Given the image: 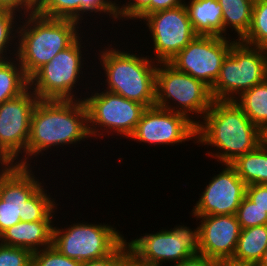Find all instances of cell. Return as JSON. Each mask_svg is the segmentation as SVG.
I'll list each match as a JSON object with an SVG mask.
<instances>
[{"mask_svg": "<svg viewBox=\"0 0 267 266\" xmlns=\"http://www.w3.org/2000/svg\"><path fill=\"white\" fill-rule=\"evenodd\" d=\"M240 41L267 49V0L253 2L251 25Z\"/></svg>", "mask_w": 267, "mask_h": 266, "instance_id": "27", "label": "cell"}, {"mask_svg": "<svg viewBox=\"0 0 267 266\" xmlns=\"http://www.w3.org/2000/svg\"><path fill=\"white\" fill-rule=\"evenodd\" d=\"M265 141L267 142V133L265 134Z\"/></svg>", "mask_w": 267, "mask_h": 266, "instance_id": "42", "label": "cell"}, {"mask_svg": "<svg viewBox=\"0 0 267 266\" xmlns=\"http://www.w3.org/2000/svg\"><path fill=\"white\" fill-rule=\"evenodd\" d=\"M259 264L261 266H267V249L263 253V256H262L261 260L259 261Z\"/></svg>", "mask_w": 267, "mask_h": 266, "instance_id": "40", "label": "cell"}, {"mask_svg": "<svg viewBox=\"0 0 267 266\" xmlns=\"http://www.w3.org/2000/svg\"><path fill=\"white\" fill-rule=\"evenodd\" d=\"M246 196L258 207L267 212V184L246 186Z\"/></svg>", "mask_w": 267, "mask_h": 266, "instance_id": "34", "label": "cell"}, {"mask_svg": "<svg viewBox=\"0 0 267 266\" xmlns=\"http://www.w3.org/2000/svg\"><path fill=\"white\" fill-rule=\"evenodd\" d=\"M116 43L115 40L106 44L103 43L104 46H107L99 45L100 50L98 49L97 54H94V64L98 63L97 66L101 70L98 71L94 68V71H97V73L94 72V75L97 74V76L93 77L95 78L94 81H97L95 83H98V85L100 83L102 89L106 91L138 102L146 108L155 106L156 68L158 63L148 55H142L139 49L138 51L136 48L135 51L133 49L129 51L128 45H125L124 42H121L124 44L123 48L118 44L119 41ZM95 59L99 61L96 62ZM96 77L98 80L101 78L100 82Z\"/></svg>", "mask_w": 267, "mask_h": 266, "instance_id": "4", "label": "cell"}, {"mask_svg": "<svg viewBox=\"0 0 267 266\" xmlns=\"http://www.w3.org/2000/svg\"><path fill=\"white\" fill-rule=\"evenodd\" d=\"M123 1L125 3H123ZM117 1L118 27H122L127 23L124 21L141 22L148 14H150L151 0H123ZM122 2V4H121ZM137 20V21H136ZM122 22V23H121ZM124 22V23H123Z\"/></svg>", "mask_w": 267, "mask_h": 266, "instance_id": "30", "label": "cell"}, {"mask_svg": "<svg viewBox=\"0 0 267 266\" xmlns=\"http://www.w3.org/2000/svg\"><path fill=\"white\" fill-rule=\"evenodd\" d=\"M34 7L27 0H0V10H9L21 17L34 13Z\"/></svg>", "mask_w": 267, "mask_h": 266, "instance_id": "35", "label": "cell"}, {"mask_svg": "<svg viewBox=\"0 0 267 266\" xmlns=\"http://www.w3.org/2000/svg\"><path fill=\"white\" fill-rule=\"evenodd\" d=\"M266 249L267 225L242 229L232 259L241 262L259 263Z\"/></svg>", "mask_w": 267, "mask_h": 266, "instance_id": "23", "label": "cell"}, {"mask_svg": "<svg viewBox=\"0 0 267 266\" xmlns=\"http://www.w3.org/2000/svg\"><path fill=\"white\" fill-rule=\"evenodd\" d=\"M192 218L199 221L200 254L219 264L232 259L241 231L236 215L192 216Z\"/></svg>", "mask_w": 267, "mask_h": 266, "instance_id": "17", "label": "cell"}, {"mask_svg": "<svg viewBox=\"0 0 267 266\" xmlns=\"http://www.w3.org/2000/svg\"><path fill=\"white\" fill-rule=\"evenodd\" d=\"M186 0H151L150 14L184 5Z\"/></svg>", "mask_w": 267, "mask_h": 266, "instance_id": "37", "label": "cell"}, {"mask_svg": "<svg viewBox=\"0 0 267 266\" xmlns=\"http://www.w3.org/2000/svg\"><path fill=\"white\" fill-rule=\"evenodd\" d=\"M93 83L95 85H90L83 99L88 113L90 143L93 139L103 140L107 135V138L117 135V140L118 136L128 140L146 107L102 88L100 90V86L95 81Z\"/></svg>", "mask_w": 267, "mask_h": 266, "instance_id": "8", "label": "cell"}, {"mask_svg": "<svg viewBox=\"0 0 267 266\" xmlns=\"http://www.w3.org/2000/svg\"><path fill=\"white\" fill-rule=\"evenodd\" d=\"M36 168L0 164V234L20 221H55L57 218L58 195L52 196V191L45 186V177L41 180V175L35 173Z\"/></svg>", "mask_w": 267, "mask_h": 266, "instance_id": "2", "label": "cell"}, {"mask_svg": "<svg viewBox=\"0 0 267 266\" xmlns=\"http://www.w3.org/2000/svg\"><path fill=\"white\" fill-rule=\"evenodd\" d=\"M170 266H220V264L202 254H197Z\"/></svg>", "mask_w": 267, "mask_h": 266, "instance_id": "36", "label": "cell"}, {"mask_svg": "<svg viewBox=\"0 0 267 266\" xmlns=\"http://www.w3.org/2000/svg\"><path fill=\"white\" fill-rule=\"evenodd\" d=\"M84 31L82 24L69 19L47 18L36 13L22 16L16 58L25 75L30 78L58 52L71 46Z\"/></svg>", "mask_w": 267, "mask_h": 266, "instance_id": "5", "label": "cell"}, {"mask_svg": "<svg viewBox=\"0 0 267 266\" xmlns=\"http://www.w3.org/2000/svg\"><path fill=\"white\" fill-rule=\"evenodd\" d=\"M264 141L265 134L234 100H213L210 109L196 125V145L207 147L208 157L220 165L230 164ZM208 147H214V151H208Z\"/></svg>", "mask_w": 267, "mask_h": 266, "instance_id": "3", "label": "cell"}, {"mask_svg": "<svg viewBox=\"0 0 267 266\" xmlns=\"http://www.w3.org/2000/svg\"><path fill=\"white\" fill-rule=\"evenodd\" d=\"M128 254L129 249L124 240L110 255L101 259L83 262L81 266H117Z\"/></svg>", "mask_w": 267, "mask_h": 266, "instance_id": "33", "label": "cell"}, {"mask_svg": "<svg viewBox=\"0 0 267 266\" xmlns=\"http://www.w3.org/2000/svg\"><path fill=\"white\" fill-rule=\"evenodd\" d=\"M266 79L267 49L235 41L210 88L211 95L214 100H235Z\"/></svg>", "mask_w": 267, "mask_h": 266, "instance_id": "11", "label": "cell"}, {"mask_svg": "<svg viewBox=\"0 0 267 266\" xmlns=\"http://www.w3.org/2000/svg\"><path fill=\"white\" fill-rule=\"evenodd\" d=\"M131 139V140H130ZM129 141L159 147L196 144V125L185 115L157 106L146 108Z\"/></svg>", "mask_w": 267, "mask_h": 266, "instance_id": "15", "label": "cell"}, {"mask_svg": "<svg viewBox=\"0 0 267 266\" xmlns=\"http://www.w3.org/2000/svg\"><path fill=\"white\" fill-rule=\"evenodd\" d=\"M82 262L66 257L54 246L33 252L32 266H81Z\"/></svg>", "mask_w": 267, "mask_h": 266, "instance_id": "31", "label": "cell"}, {"mask_svg": "<svg viewBox=\"0 0 267 266\" xmlns=\"http://www.w3.org/2000/svg\"><path fill=\"white\" fill-rule=\"evenodd\" d=\"M236 217L241 230L267 225V212L256 206L246 195L237 209Z\"/></svg>", "mask_w": 267, "mask_h": 266, "instance_id": "29", "label": "cell"}, {"mask_svg": "<svg viewBox=\"0 0 267 266\" xmlns=\"http://www.w3.org/2000/svg\"><path fill=\"white\" fill-rule=\"evenodd\" d=\"M90 138L88 113L83 100H38L31 114L26 166L33 163L38 166L40 155L43 158L58 148L60 152V147L61 151L67 147H79Z\"/></svg>", "mask_w": 267, "mask_h": 266, "instance_id": "1", "label": "cell"}, {"mask_svg": "<svg viewBox=\"0 0 267 266\" xmlns=\"http://www.w3.org/2000/svg\"><path fill=\"white\" fill-rule=\"evenodd\" d=\"M55 221L24 222L7 228L0 234V243L30 250L32 253L52 246Z\"/></svg>", "mask_w": 267, "mask_h": 266, "instance_id": "18", "label": "cell"}, {"mask_svg": "<svg viewBox=\"0 0 267 266\" xmlns=\"http://www.w3.org/2000/svg\"><path fill=\"white\" fill-rule=\"evenodd\" d=\"M85 33L87 32L85 31L84 34H82L71 46L63 51L58 52V54L54 56L49 63L44 64L29 78V87L37 95L39 100L84 99L87 91L90 89V84H93V81H89L90 79L88 78L94 80L91 75L94 76L93 69L96 66L94 64L93 66L87 65L88 63L91 64V62H89L86 58L87 55L85 52L89 51V49L86 47L88 46L90 48V46H92L90 43L92 44V42L90 41L88 43L90 37H88V34L86 35ZM83 35H86V38ZM82 38L83 40H87L83 41ZM86 66L88 68L90 67L89 70L92 69V72H89ZM86 74L90 77H87ZM84 78H87L88 80ZM84 80H86L85 85L83 83ZM79 89L82 90L81 93L79 92ZM83 89L86 91L83 92Z\"/></svg>", "mask_w": 267, "mask_h": 266, "instance_id": "6", "label": "cell"}, {"mask_svg": "<svg viewBox=\"0 0 267 266\" xmlns=\"http://www.w3.org/2000/svg\"><path fill=\"white\" fill-rule=\"evenodd\" d=\"M34 8H36L42 0H27Z\"/></svg>", "mask_w": 267, "mask_h": 266, "instance_id": "41", "label": "cell"}, {"mask_svg": "<svg viewBox=\"0 0 267 266\" xmlns=\"http://www.w3.org/2000/svg\"><path fill=\"white\" fill-rule=\"evenodd\" d=\"M57 224L53 226L52 246L66 257L82 263L110 255L126 237L114 226L116 223L112 225L111 222H79L77 218L64 228Z\"/></svg>", "mask_w": 267, "mask_h": 266, "instance_id": "10", "label": "cell"}, {"mask_svg": "<svg viewBox=\"0 0 267 266\" xmlns=\"http://www.w3.org/2000/svg\"><path fill=\"white\" fill-rule=\"evenodd\" d=\"M32 252L0 243V266H32Z\"/></svg>", "mask_w": 267, "mask_h": 266, "instance_id": "32", "label": "cell"}, {"mask_svg": "<svg viewBox=\"0 0 267 266\" xmlns=\"http://www.w3.org/2000/svg\"><path fill=\"white\" fill-rule=\"evenodd\" d=\"M235 103L251 122L264 134L267 133V79L241 93Z\"/></svg>", "mask_w": 267, "mask_h": 266, "instance_id": "22", "label": "cell"}, {"mask_svg": "<svg viewBox=\"0 0 267 266\" xmlns=\"http://www.w3.org/2000/svg\"><path fill=\"white\" fill-rule=\"evenodd\" d=\"M230 165L247 186L267 184V142H262L253 151L238 156Z\"/></svg>", "mask_w": 267, "mask_h": 266, "instance_id": "21", "label": "cell"}, {"mask_svg": "<svg viewBox=\"0 0 267 266\" xmlns=\"http://www.w3.org/2000/svg\"><path fill=\"white\" fill-rule=\"evenodd\" d=\"M82 1L84 0H42L34 13L56 19H69L82 23Z\"/></svg>", "mask_w": 267, "mask_h": 266, "instance_id": "26", "label": "cell"}, {"mask_svg": "<svg viewBox=\"0 0 267 266\" xmlns=\"http://www.w3.org/2000/svg\"><path fill=\"white\" fill-rule=\"evenodd\" d=\"M184 5L197 35L224 36L223 12L218 0H186Z\"/></svg>", "mask_w": 267, "mask_h": 266, "instance_id": "19", "label": "cell"}, {"mask_svg": "<svg viewBox=\"0 0 267 266\" xmlns=\"http://www.w3.org/2000/svg\"><path fill=\"white\" fill-rule=\"evenodd\" d=\"M117 1L118 0H84L82 1V22L83 24L87 25V21L89 18L86 17H90L91 20H93V22H89L91 24V27L93 28V23L95 20L98 21V17L101 14V18H99L101 21L103 20V25H106V21L108 23V21L112 22L110 24H112V26H114L113 24L118 22V14H117ZM88 14V15H87ZM97 14V15H96ZM87 15V16H85ZM105 15L107 17H105ZM94 16V17H92ZM85 17V18H84ZM103 18H107V20L105 21L104 24V20ZM109 17V18H108ZM94 18V19H93ZM86 22H85V20ZM112 21H111V20Z\"/></svg>", "mask_w": 267, "mask_h": 266, "instance_id": "28", "label": "cell"}, {"mask_svg": "<svg viewBox=\"0 0 267 266\" xmlns=\"http://www.w3.org/2000/svg\"><path fill=\"white\" fill-rule=\"evenodd\" d=\"M39 98L28 87L0 104V164L26 166L32 111Z\"/></svg>", "mask_w": 267, "mask_h": 266, "instance_id": "12", "label": "cell"}, {"mask_svg": "<svg viewBox=\"0 0 267 266\" xmlns=\"http://www.w3.org/2000/svg\"><path fill=\"white\" fill-rule=\"evenodd\" d=\"M28 87L29 78L16 57L0 61V104L20 95Z\"/></svg>", "mask_w": 267, "mask_h": 266, "instance_id": "24", "label": "cell"}, {"mask_svg": "<svg viewBox=\"0 0 267 266\" xmlns=\"http://www.w3.org/2000/svg\"><path fill=\"white\" fill-rule=\"evenodd\" d=\"M191 228L182 222L173 228L161 227L151 233L131 237L125 241L129 253L142 266H168L177 264L190 256L200 254L199 225ZM169 229V230H168Z\"/></svg>", "mask_w": 267, "mask_h": 266, "instance_id": "9", "label": "cell"}, {"mask_svg": "<svg viewBox=\"0 0 267 266\" xmlns=\"http://www.w3.org/2000/svg\"><path fill=\"white\" fill-rule=\"evenodd\" d=\"M117 266H142L130 253Z\"/></svg>", "mask_w": 267, "mask_h": 266, "instance_id": "39", "label": "cell"}, {"mask_svg": "<svg viewBox=\"0 0 267 266\" xmlns=\"http://www.w3.org/2000/svg\"><path fill=\"white\" fill-rule=\"evenodd\" d=\"M220 266H261L257 262H241L234 259H228L220 263Z\"/></svg>", "mask_w": 267, "mask_h": 266, "instance_id": "38", "label": "cell"}, {"mask_svg": "<svg viewBox=\"0 0 267 266\" xmlns=\"http://www.w3.org/2000/svg\"><path fill=\"white\" fill-rule=\"evenodd\" d=\"M218 174L209 178L189 213L193 217L236 215L246 195V184L230 164H221Z\"/></svg>", "mask_w": 267, "mask_h": 266, "instance_id": "16", "label": "cell"}, {"mask_svg": "<svg viewBox=\"0 0 267 266\" xmlns=\"http://www.w3.org/2000/svg\"><path fill=\"white\" fill-rule=\"evenodd\" d=\"M235 41L224 36L197 35L169 63L177 70L203 81L211 88Z\"/></svg>", "mask_w": 267, "mask_h": 266, "instance_id": "14", "label": "cell"}, {"mask_svg": "<svg viewBox=\"0 0 267 266\" xmlns=\"http://www.w3.org/2000/svg\"><path fill=\"white\" fill-rule=\"evenodd\" d=\"M213 100L210 87L203 81L177 70L169 62L157 64L155 106L183 114L197 125Z\"/></svg>", "mask_w": 267, "mask_h": 266, "instance_id": "7", "label": "cell"}, {"mask_svg": "<svg viewBox=\"0 0 267 266\" xmlns=\"http://www.w3.org/2000/svg\"><path fill=\"white\" fill-rule=\"evenodd\" d=\"M218 2L223 12L224 37H232V39L240 41L250 28L254 1L218 0ZM232 32L233 34L230 35Z\"/></svg>", "mask_w": 267, "mask_h": 266, "instance_id": "20", "label": "cell"}, {"mask_svg": "<svg viewBox=\"0 0 267 266\" xmlns=\"http://www.w3.org/2000/svg\"><path fill=\"white\" fill-rule=\"evenodd\" d=\"M20 19L21 16L13 11L0 10V61L16 57Z\"/></svg>", "mask_w": 267, "mask_h": 266, "instance_id": "25", "label": "cell"}, {"mask_svg": "<svg viewBox=\"0 0 267 266\" xmlns=\"http://www.w3.org/2000/svg\"><path fill=\"white\" fill-rule=\"evenodd\" d=\"M142 23L151 37L148 56L157 63L169 62L197 36L185 5L148 14Z\"/></svg>", "mask_w": 267, "mask_h": 266, "instance_id": "13", "label": "cell"}]
</instances>
